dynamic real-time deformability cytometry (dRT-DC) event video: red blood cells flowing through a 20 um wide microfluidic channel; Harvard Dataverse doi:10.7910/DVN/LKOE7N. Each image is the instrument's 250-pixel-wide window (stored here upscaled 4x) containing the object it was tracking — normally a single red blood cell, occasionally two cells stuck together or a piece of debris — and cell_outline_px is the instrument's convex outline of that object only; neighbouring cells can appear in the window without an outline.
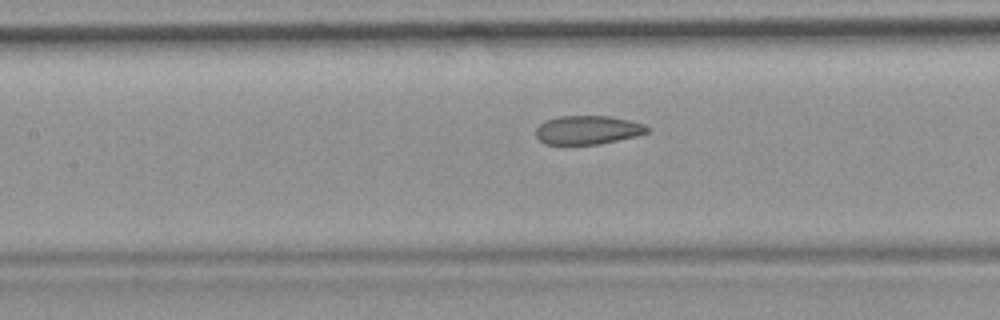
{"species": "common noctule bat (a hibernating species)", "species_latin": "Nyctalus noctula", "temperature_condition": "room temperature", "stored_images_in_passage": 41, "camera_frame_rate_fps": 3000, "um_per_image_px": 0.085, "animal": {"sex": "female", "body_mass_g": 19.9}, "frame": {"image": 1, "passage_image": 12, "time_ms": 3.667, "image_size_px": [1000, 320], "cell_outline_px": [[652, 128], [648, 132], [636, 136], [600, 144], [544, 144], [536, 136], [536, 128], [544, 120], [560, 116], [608, 116], [628, 120], [644, 124]], "centroid_in_image_um": [49.96, 11.04], "position_along_channel_um": 157.4, "area_um2": 18.67}, "authors_computed_cell_mechanics": {"area_um2": 19.652, "velocity_mm_per_s": 3.8074, "shape_relaxation_time_tau1_ms": null, "shape_relaxation_time_tau2_ms": 1.9399, "deformation_change_tau1": null, "deformation_change_tau2": 0.0619}}